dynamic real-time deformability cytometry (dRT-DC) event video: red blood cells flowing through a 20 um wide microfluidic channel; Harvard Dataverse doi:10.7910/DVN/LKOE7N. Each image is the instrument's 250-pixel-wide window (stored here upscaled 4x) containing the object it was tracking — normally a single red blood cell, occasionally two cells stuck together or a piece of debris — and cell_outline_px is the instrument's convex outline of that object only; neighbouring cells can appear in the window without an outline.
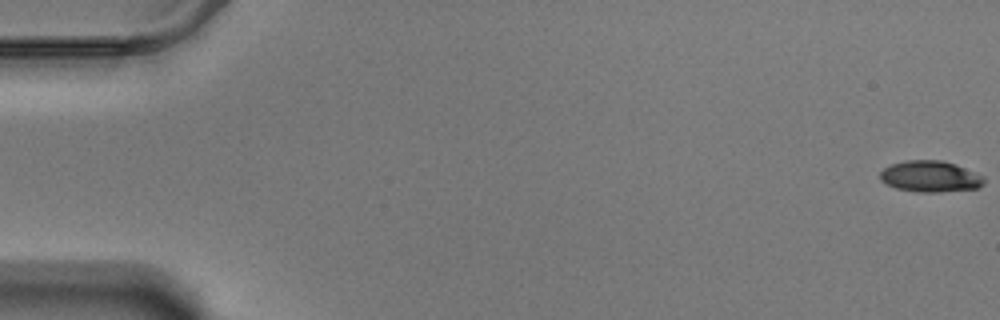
{"species": "Egyptian fruit bat (a non-hibernating species)", "species_latin": "Rousettus aegyptiacus", "temperature_condition": "warm", "stored_images_in_passage": 59, "camera_frame_rate_fps": 3000, "um_per_image_px": 0.085, "animal": {"sex": "male"}, "frame": {"image": 1, "passage_image": 1, "time_ms": 0.0, "image_size_px": [1000, 320], "cell_outline_px": [[984, 184], [980, 188], [940, 192], [916, 192], [896, 188], [880, 180], [880, 172], [884, 168], [892, 164], [904, 160], [940, 160], [956, 164], [984, 176]], "centroid_in_image_um": [79.09, 15.0], "position_along_channel_um": 5.9, "area_um2": 19.02}}
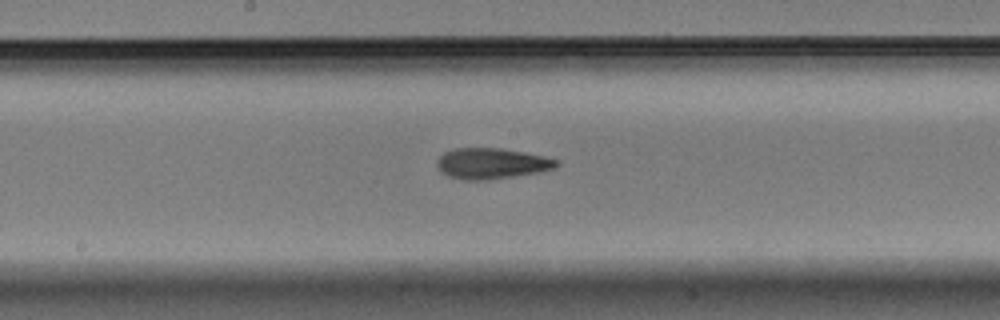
{"frame": {"image": 2, "passage_image": 32, "time_ms": 10.333, "image_size_px": [1000, 320], "cell_outline_px": [[560, 164], [556, 168], [536, 172], [512, 176], [484, 180], [464, 180], [448, 176], [440, 172], [436, 164], [436, 160], [444, 152], [456, 148], [500, 148], [524, 152], [544, 156], [560, 160]], "centroid_in_image_um": [41.77, 13.89], "position_along_channel_um": 206.4, "area_um2": 21.44}}
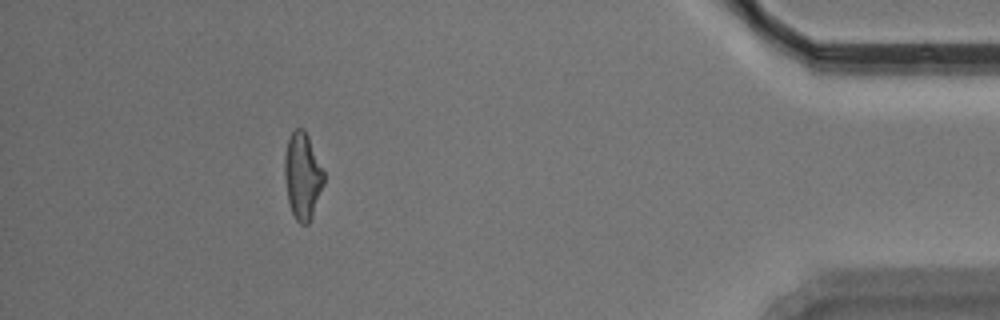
{"frame": {"image": 3, "passage_image": 54, "time_ms": 17.667, "image_size_px": [1000, 320], "cell_outline_px": [[324, 184], [312, 216], [308, 224], [300, 224], [296, 220], [292, 212], [288, 200], [284, 176], [284, 156], [288, 140], [292, 132], [296, 128], [304, 128], [308, 136], [324, 172]], "centroid_in_image_um": [25.71, 14.95], "position_along_channel_um": 409.5, "area_um2": 19.71}, "authors_computed_cell_mechanics": {"area_um2": 20.23, "velocity_mm_per_s": 3.4786, "shape_relaxation_time_tau1_ms": 5.218, "shape_relaxation_time_tau2_ms": 4.1504, "deformation_change_tau1": 0.1812, "deformation_change_tau2": 0.1375}}